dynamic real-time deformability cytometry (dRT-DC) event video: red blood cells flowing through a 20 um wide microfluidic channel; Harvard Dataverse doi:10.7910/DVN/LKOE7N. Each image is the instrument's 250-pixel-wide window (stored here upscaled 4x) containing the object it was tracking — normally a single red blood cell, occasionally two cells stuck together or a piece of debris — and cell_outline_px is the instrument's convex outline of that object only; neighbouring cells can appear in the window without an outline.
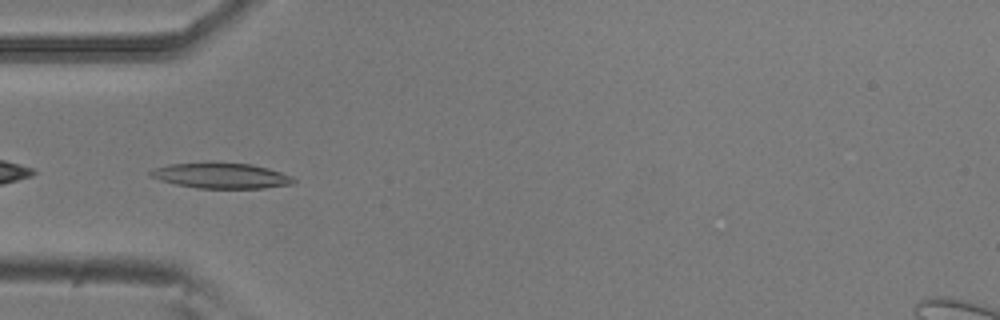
{"species": "common noctule bat (a hibernating species)", "species_latin": "Nyctalus noctula", "temperature_condition": "room temperature", "stored_images_in_passage": 34, "camera_frame_rate_fps": 3000, "um_per_image_px": 0.085, "animal": {"sex": "male", "body_mass_g": 20.5, "forearm_length_mm": 52.5}, "frame": {"image": 1, "passage_image": 2, "time_ms": 0.333, "image_size_px": [1000, 320], "cell_outline_px": [[296, 184], [264, 188], [196, 188], [176, 184], [160, 180], [152, 176], [148, 172], [156, 168], [168, 164], [208, 160], [212, 160], [252, 164], [268, 168], [292, 176], [296, 180]], "centroid_in_image_um": [18.81, 14.89], "position_along_channel_um": 66.2, "area_um2": 21.96}}
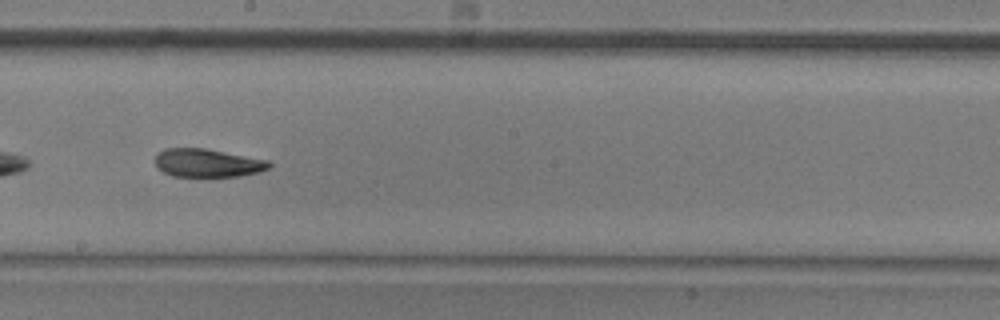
{"frame": {"image": 2, "passage_image": 15, "time_ms": 4.667, "image_size_px": [1000, 320], "cell_outline_px": [[272, 164], [268, 168], [260, 172], [240, 176], [212, 180], [172, 176], [156, 168], [156, 156], [164, 148], [204, 148], [268, 160]], "centroid_in_image_um": [17.64, 13.91], "position_along_channel_um": 230.6, "area_um2": 19.65}}
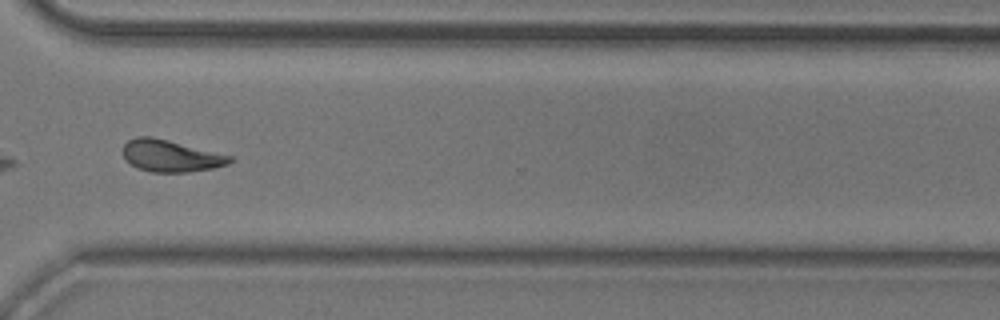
{"frame": {"image": 3, "passage_image": 25, "time_ms": 8.0, "image_size_px": [1000, 320], "cell_outline_px": [[232, 160], [228, 164], [212, 168], [188, 172], [152, 172], [140, 168], [124, 160], [120, 152], [124, 144], [128, 140], [136, 136], [152, 136], [232, 156]], "centroid_in_image_um": [14.44, 13.24], "position_along_channel_um": 356.2, "area_um2": 19.83}, "authors_computed_cell_mechanics": {"area_um2": 19.5075, "velocity_mm_per_s": 3.7687, "shape_relaxation_time_tau1_ms": 4.1617, "shape_relaxation_time_tau2_ms": 3.896, "deformation_change_tau1": 0.1428, "deformation_change_tau2": 0.1138}}